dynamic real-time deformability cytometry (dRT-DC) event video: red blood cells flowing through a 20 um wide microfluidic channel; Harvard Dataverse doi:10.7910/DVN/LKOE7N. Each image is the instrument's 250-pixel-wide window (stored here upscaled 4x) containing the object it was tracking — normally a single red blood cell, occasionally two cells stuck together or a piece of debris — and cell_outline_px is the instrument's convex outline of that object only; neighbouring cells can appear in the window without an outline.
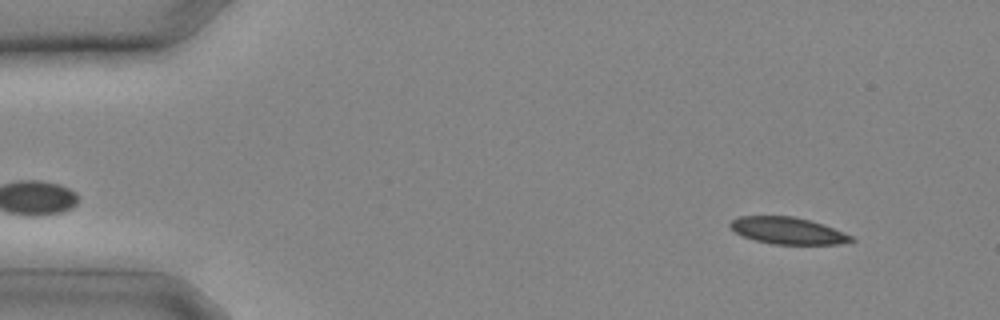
{"species": "common noctule bat (a hibernating species)", "species_latin": "Nyctalus noctula", "temperature_condition": "cold", "stored_images_in_passage": 7, "camera_frame_rate_fps": 3000, "um_per_image_px": 0.085, "animal": {"sex": "male", "body_mass_g": 20.4}, "frame": {"image": 1, "passage_image": 2, "time_ms": 0.333, "image_size_px": [1000, 320], "cell_outline_px": [[856, 240], [840, 244], [772, 244], [756, 240], [744, 236], [736, 232], [728, 224], [732, 220], [740, 216], [792, 216], [808, 220], [832, 228], [852, 236]], "centroid_in_image_um": [66.94, 19.61], "position_along_channel_um": 18.1, "area_um2": 18.55}}
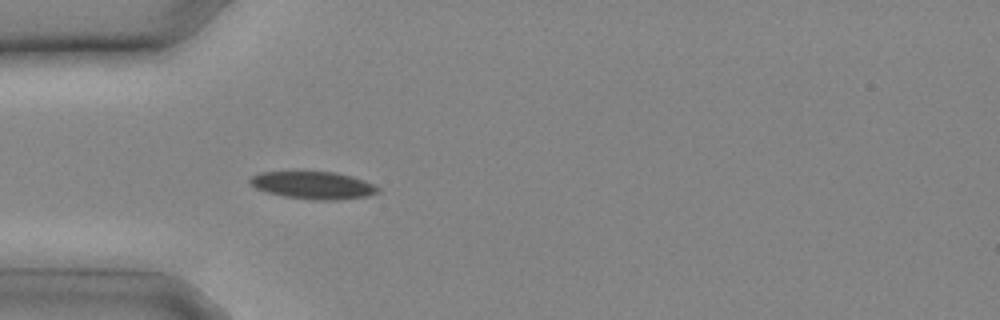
{"frame": {"image": 2, "passage_image": 7, "time_ms": 2.0, "image_size_px": [1000, 320], "cell_outline_px": [[380, 192], [368, 196], [336, 200], [316, 200], [284, 196], [268, 192], [256, 188], [248, 180], [252, 176], [260, 172], [336, 172], [352, 176], [376, 184], [380, 188]], "centroid_in_image_um": [26.69, 15.75], "position_along_channel_um": 58.3, "area_um2": 20.46}}